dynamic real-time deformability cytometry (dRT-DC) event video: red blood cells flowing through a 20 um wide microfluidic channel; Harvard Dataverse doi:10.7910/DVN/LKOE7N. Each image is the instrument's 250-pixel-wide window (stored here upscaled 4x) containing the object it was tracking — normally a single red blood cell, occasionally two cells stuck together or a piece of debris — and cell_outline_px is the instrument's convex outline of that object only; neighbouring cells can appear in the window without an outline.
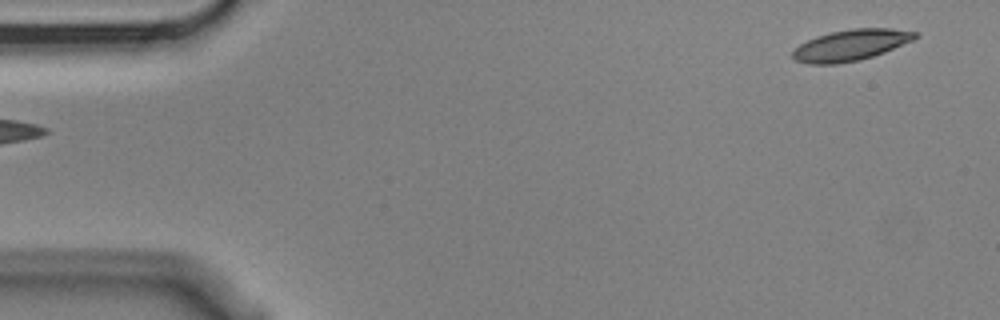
{"species": "Egyptian fruit bat (a non-hibernating species)", "species_latin": "Rousettus aegyptiacus", "temperature_condition": "cold", "stored_images_in_passage": 6, "segment_of_instrument_passage": [2, 2], "camera_frame_rate_fps": 3000, "um_per_image_px": 0.085, "animal": {"sex": "male"}, "frame": {"image": 1, "passage_image": 6, "time_ms": 1.667, "image_size_px": [1000, 320], "cell_outline_px": [[920, 36], [912, 40], [884, 52], [860, 60], [836, 64], [808, 64], [796, 60], [792, 56], [792, 52], [800, 44], [816, 36], [832, 32], [852, 28], [892, 28], [916, 32]], "centroid_in_image_um": [72.31, 3.83], "position_along_channel_um": 12.7, "area_um2": 22.02}}